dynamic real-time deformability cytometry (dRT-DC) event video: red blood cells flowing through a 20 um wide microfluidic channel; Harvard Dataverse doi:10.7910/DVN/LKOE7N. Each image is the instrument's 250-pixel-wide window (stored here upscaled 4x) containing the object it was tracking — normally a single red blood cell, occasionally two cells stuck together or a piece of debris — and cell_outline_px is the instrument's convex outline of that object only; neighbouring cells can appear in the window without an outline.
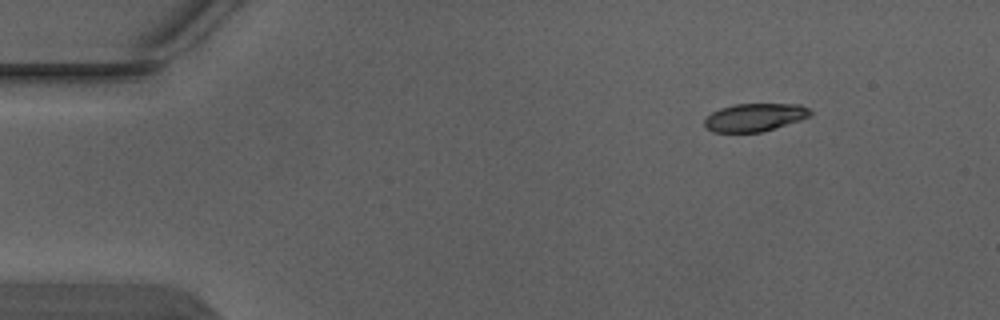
{"species": "Egyptian fruit bat (a non-hibernating species)", "species_latin": "Rousettus aegyptiacus", "temperature_condition": "warm", "stored_images_in_passage": 6, "camera_frame_rate_fps": 3000, "um_per_image_px": 0.085, "animal": {"sex": "male"}, "frame": {"image": 1, "passage_image": 6, "time_ms": 1.667, "image_size_px": [1000, 320], "cell_outline_px": [[812, 116], [800, 120], [760, 132], [712, 132], [704, 124], [704, 120], [712, 112], [720, 108], [732, 104], [800, 104], [808, 108], [812, 112]], "centroid_in_image_um": [64.16, 9.96], "position_along_channel_um": 20.8, "area_um2": 17.17}}